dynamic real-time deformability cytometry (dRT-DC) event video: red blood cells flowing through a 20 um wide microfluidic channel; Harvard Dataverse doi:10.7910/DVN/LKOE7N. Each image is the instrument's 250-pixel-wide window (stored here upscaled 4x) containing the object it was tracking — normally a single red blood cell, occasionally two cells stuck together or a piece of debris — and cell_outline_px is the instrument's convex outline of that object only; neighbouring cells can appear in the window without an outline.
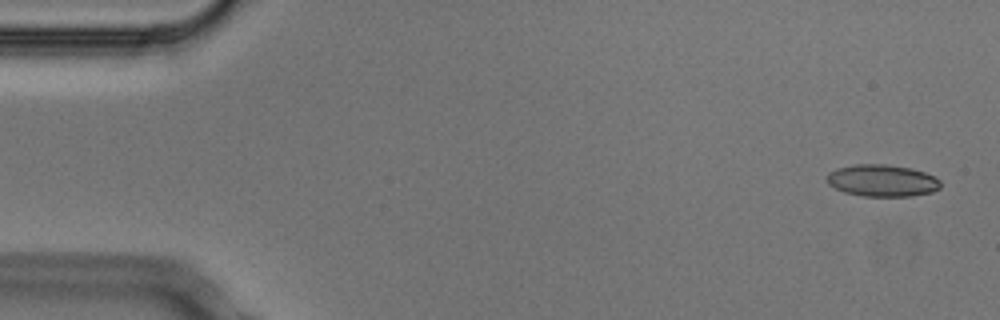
{"species": "Egyptian fruit bat (a non-hibernating species)", "species_latin": "Rousettus aegyptiacus", "temperature_condition": "cold", "stored_images_in_passage": 5, "camera_frame_rate_fps": 3000, "um_per_image_px": 0.085, "animal": {"sex": "male"}, "frame": {"image": 1, "passage_image": 1, "time_ms": 0.0, "image_size_px": [1000, 320], "cell_outline_px": [[940, 188], [932, 192], [912, 196], [864, 196], [844, 192], [828, 184], [828, 172], [836, 168], [856, 164], [884, 164], [912, 168], [924, 172], [940, 180]], "centroid_in_image_um": [74.99, 15.35], "position_along_channel_um": 10.0, "area_um2": 21.1}}
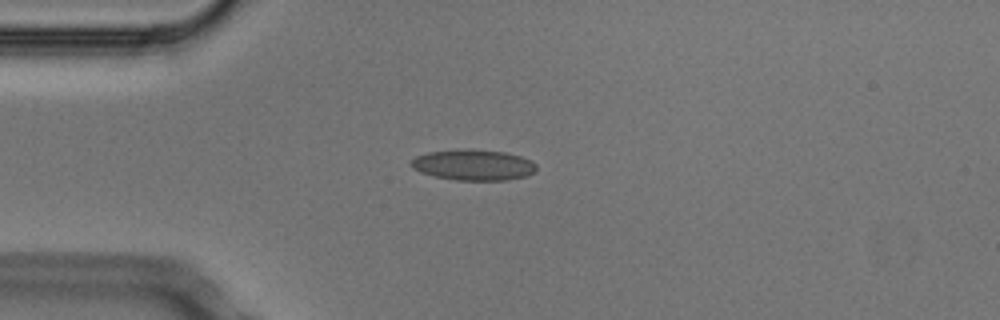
{"frame": {"image": 2, "passage_image": 4, "time_ms": 1.0, "image_size_px": [1000, 320], "cell_outline_px": [[536, 172], [524, 176], [508, 180], [456, 180], [436, 176], [420, 172], [412, 168], [412, 160], [416, 156], [428, 152], [456, 148], [472, 148], [504, 152], [520, 156], [532, 160], [536, 164]], "centroid_in_image_um": [40.25, 14.0], "position_along_channel_um": 44.7, "area_um2": 22.72}}
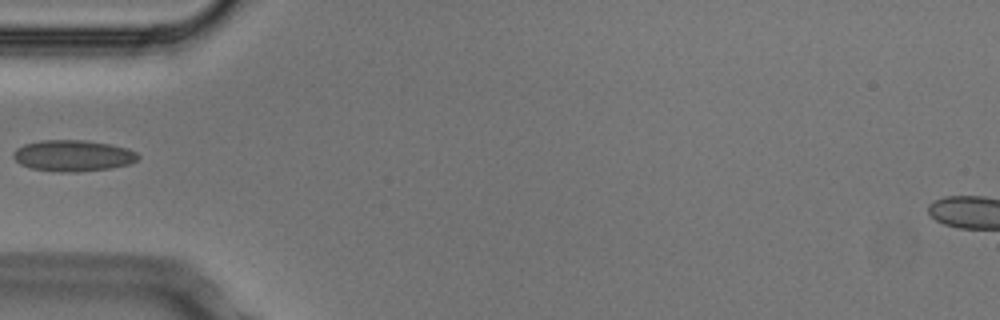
{"frame": {"image": 3, "passage_image": 5, "time_ms": 1.333, "image_size_px": [1000, 320], "cell_outline_px": [[140, 156], [136, 160], [128, 164], [108, 168], [76, 172], [60, 172], [32, 168], [20, 164], [12, 156], [12, 152], [16, 148], [24, 144], [40, 140], [84, 140], [112, 144], [128, 148], [136, 152]], "centroid_in_image_um": [6.18, 13.22], "position_along_channel_um": 78.8, "area_um2": 22.72}}